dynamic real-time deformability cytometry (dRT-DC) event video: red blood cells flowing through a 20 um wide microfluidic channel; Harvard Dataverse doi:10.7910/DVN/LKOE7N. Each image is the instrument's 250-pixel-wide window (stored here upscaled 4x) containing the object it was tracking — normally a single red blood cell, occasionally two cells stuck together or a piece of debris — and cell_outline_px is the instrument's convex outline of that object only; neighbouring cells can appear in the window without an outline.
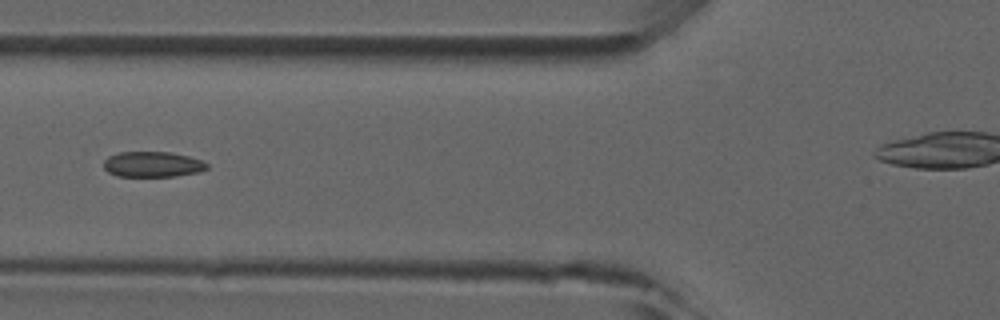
{"species": "common noctule bat (a hibernating species)", "species_latin": "Nyctalus noctula", "temperature_condition": "room temperature", "stored_images_in_passage": 43, "camera_frame_rate_fps": 3000, "um_per_image_px": 0.085, "animal": {"sex": "male", "forearm_length_mm": 52.5}, "frame": {"image": 1, "passage_image": 19, "time_ms": 6.0, "image_size_px": [1000, 320], "cell_outline_px": [[208, 168], [196, 172], [176, 176], [116, 176], [108, 172], [104, 168], [104, 160], [108, 156], [120, 152], [172, 152], [188, 156], [200, 160], [208, 164]], "centroid_in_image_um": [12.94, 13.96], "position_along_channel_um": 112.9, "area_um2": 15.26}}